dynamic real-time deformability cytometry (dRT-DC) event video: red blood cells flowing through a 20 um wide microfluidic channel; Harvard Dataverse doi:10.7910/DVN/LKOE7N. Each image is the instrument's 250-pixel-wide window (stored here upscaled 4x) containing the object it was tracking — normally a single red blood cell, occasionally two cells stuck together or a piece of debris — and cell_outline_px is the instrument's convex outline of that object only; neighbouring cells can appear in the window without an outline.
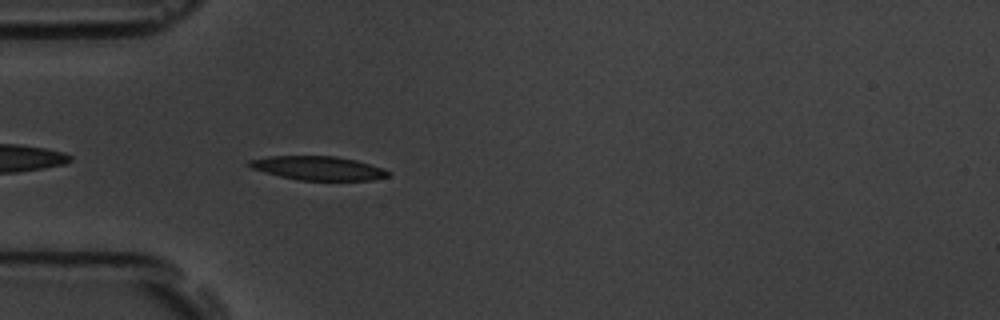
{"species": "common noctule bat (a hibernating species)", "species_latin": "Nyctalus noctula", "temperature_condition": "room temperature", "stored_images_in_passage": 1, "camera_frame_rate_fps": 3000, "um_per_image_px": 0.085, "animal": {"sex": "male", "body_mass_g": 19.5, "forearm_length_mm": 54.6}, "frame": {"image": 1, "passage_image": 1, "time_ms": 0.0, "image_size_px": [1000, 320], "cell_outline_px": [[392, 172], [388, 176], [372, 180], [300, 180], [280, 176], [264, 172], [252, 168], [244, 164], [248, 160], [268, 156], [336, 156], [356, 160], [384, 168]], "centroid_in_image_um": [27.03, 14.28], "position_along_channel_um": 58.0, "area_um2": 19.42}}